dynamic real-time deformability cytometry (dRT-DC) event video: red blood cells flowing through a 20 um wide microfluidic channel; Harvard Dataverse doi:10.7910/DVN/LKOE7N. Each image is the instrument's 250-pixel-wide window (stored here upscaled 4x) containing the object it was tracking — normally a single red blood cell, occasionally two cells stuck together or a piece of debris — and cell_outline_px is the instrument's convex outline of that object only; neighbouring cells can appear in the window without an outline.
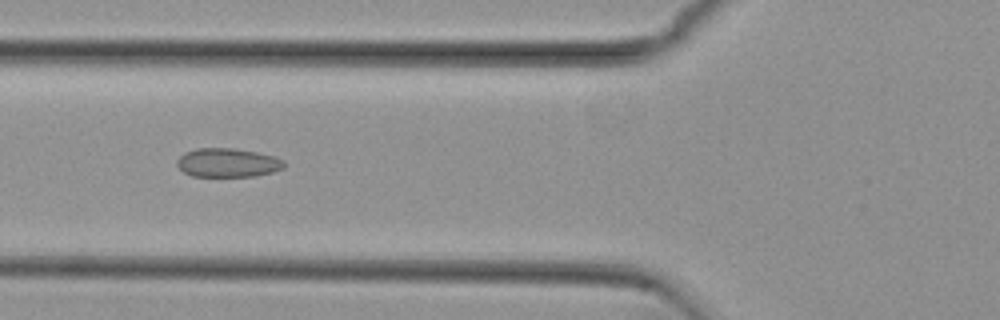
{"species": "common noctule bat (a hibernating species)", "species_latin": "Nyctalus noctula", "temperature_condition": "cold", "stored_images_in_passage": 17, "camera_frame_rate_fps": 3000, "um_per_image_px": 0.085, "animal": {"sex": "female", "body_mass_g": 29.2, "forearm_length_mm": 56.3}, "frame": {"image": 1, "passage_image": 12, "time_ms": 3.667, "image_size_px": [1000, 320], "cell_outline_px": [[284, 168], [272, 172], [256, 176], [192, 176], [184, 172], [176, 164], [176, 160], [184, 152], [196, 148], [232, 148], [256, 152], [272, 156], [284, 160]], "centroid_in_image_um": [19.33, 13.83], "position_along_channel_um": 106.5, "area_um2": 17.98}}
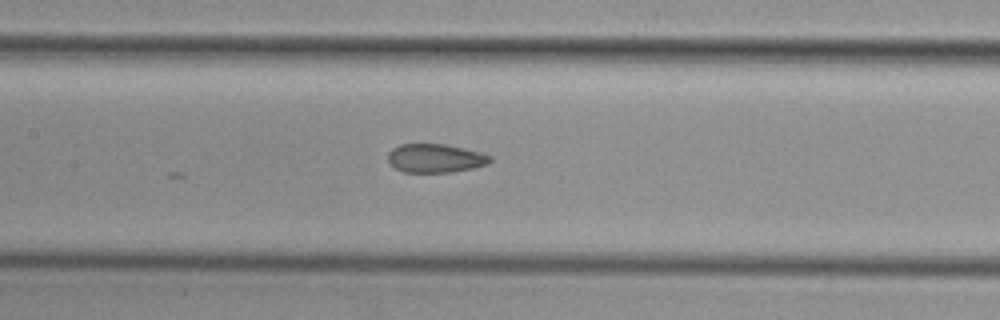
{"frame": {"image": 2, "passage_image": 17, "time_ms": 5.333, "image_size_px": [1000, 320], "cell_outline_px": [[492, 160], [488, 164], [472, 168], [452, 172], [404, 172], [396, 168], [388, 160], [388, 152], [392, 148], [400, 144], [444, 144], [464, 148], [480, 152], [492, 156]], "centroid_in_image_um": [37.02, 13.44], "position_along_channel_um": 170.4, "area_um2": 17.05}}